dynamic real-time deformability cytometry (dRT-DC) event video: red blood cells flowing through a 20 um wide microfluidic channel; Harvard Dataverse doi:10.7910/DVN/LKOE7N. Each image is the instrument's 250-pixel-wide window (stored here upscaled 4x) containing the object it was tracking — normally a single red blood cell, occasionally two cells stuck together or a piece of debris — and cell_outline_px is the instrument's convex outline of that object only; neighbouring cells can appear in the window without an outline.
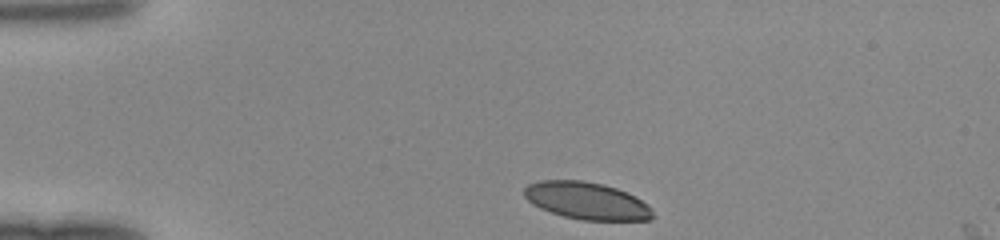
{"species": "human", "species_latin": "Homo sapiens", "temperature_condition": "room temperature", "stored_images_in_passage": 6, "camera_frame_rate_fps": 3000, "um_per_image_px": 0.085, "donor": {"sex": "female"}, "frame": {"image": 1, "passage_image": 1, "time_ms": 0.0, "image_size_px": [1000, 240], "cell_outline_px": [[656, 216], [652, 220], [580, 220], [564, 216], [540, 208], [532, 204], [524, 196], [524, 188], [528, 184], [540, 180], [584, 180], [604, 184], [616, 188], [648, 204], [652, 208]], "centroid_in_image_um": [49.88, 17.07], "position_along_channel_um": 35.1, "area_um2": 27.98}}